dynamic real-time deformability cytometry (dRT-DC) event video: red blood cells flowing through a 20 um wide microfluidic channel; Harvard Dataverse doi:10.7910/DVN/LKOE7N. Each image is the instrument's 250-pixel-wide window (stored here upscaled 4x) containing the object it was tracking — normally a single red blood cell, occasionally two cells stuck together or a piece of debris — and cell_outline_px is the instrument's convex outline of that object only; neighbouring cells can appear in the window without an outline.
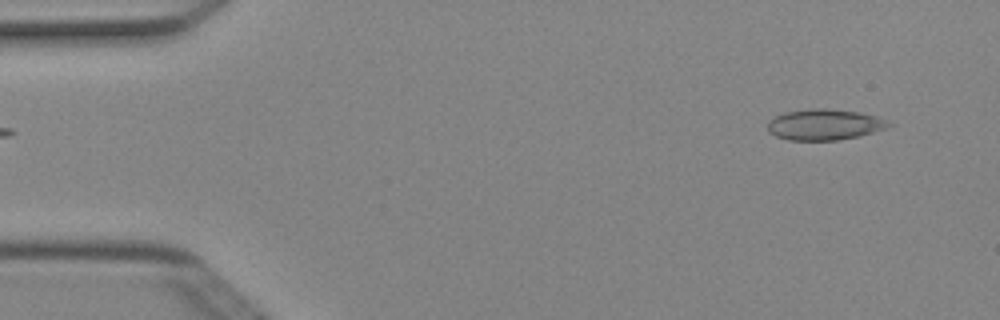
{"species": "Egyptian fruit bat (a non-hibernating species)", "species_latin": "Rousettus aegyptiacus", "temperature_condition": "cold", "stored_images_in_passage": 3, "camera_frame_rate_fps": 3000, "um_per_image_px": 0.085, "animal": {"sex": "female"}, "frame": {"image": 1, "passage_image": 1, "time_ms": 0.0, "image_size_px": [1000, 320], "cell_outline_px": [[892, 124], [888, 128], [860, 136], [836, 140], [788, 140], [776, 136], [768, 132], [768, 120], [784, 112], [812, 108], [828, 108], [860, 112], [876, 116]], "centroid_in_image_um": [70.07, 10.58], "position_along_channel_um": 14.9, "area_um2": 21.91}}
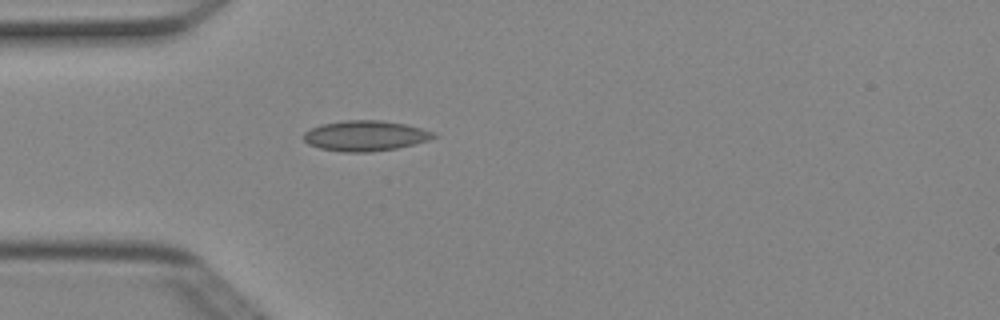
{"frame": {"image": 2, "passage_image": 3, "time_ms": 0.667, "image_size_px": [1000, 320], "cell_outline_px": [[440, 136], [428, 140], [396, 148], [372, 152], [344, 152], [320, 148], [308, 144], [304, 140], [304, 132], [320, 124], [344, 120], [380, 120], [408, 124], [424, 128], [436, 132]], "centroid_in_image_um": [31.1, 11.53], "position_along_channel_um": 53.9, "area_um2": 23.24}}